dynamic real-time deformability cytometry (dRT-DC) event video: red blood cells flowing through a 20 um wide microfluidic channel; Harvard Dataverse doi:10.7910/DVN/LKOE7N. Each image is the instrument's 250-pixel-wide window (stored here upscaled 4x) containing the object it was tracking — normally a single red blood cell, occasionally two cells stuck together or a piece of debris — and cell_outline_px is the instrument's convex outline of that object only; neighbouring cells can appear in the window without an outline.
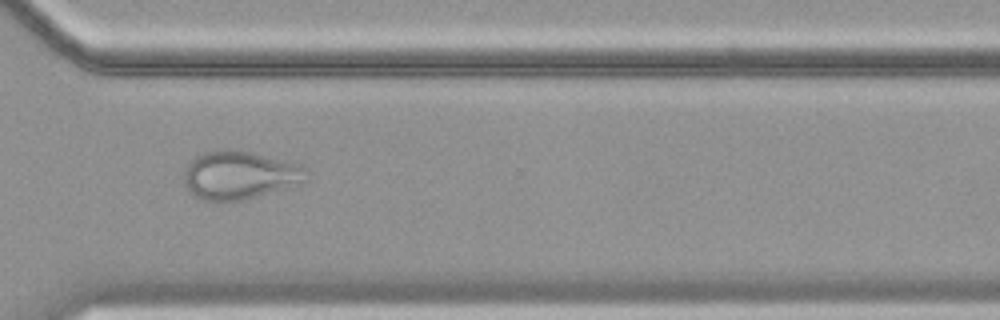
{"species": "common noctule bat (a hibernating species)", "species_latin": "Nyctalus noctula", "temperature_condition": "cold", "stored_images_in_passage": 56, "camera_frame_rate_fps": 3000, "um_per_image_px": 0.085, "animal": {"sex": "female", "body_mass_g": 19.9}, "frame": {"image": 1, "passage_image": 41, "time_ms": 13.333, "image_size_px": [1000, 320], "cell_outline_px": [[308, 180], [304, 184], [244, 200], [200, 200], [192, 196], [184, 188], [184, 172], [188, 164], [200, 152], [220, 148], [236, 148], [300, 164], [304, 168]], "centroid_in_image_um": [20.35, 14.88], "position_along_channel_um": 350.3, "area_um2": 35.32}}